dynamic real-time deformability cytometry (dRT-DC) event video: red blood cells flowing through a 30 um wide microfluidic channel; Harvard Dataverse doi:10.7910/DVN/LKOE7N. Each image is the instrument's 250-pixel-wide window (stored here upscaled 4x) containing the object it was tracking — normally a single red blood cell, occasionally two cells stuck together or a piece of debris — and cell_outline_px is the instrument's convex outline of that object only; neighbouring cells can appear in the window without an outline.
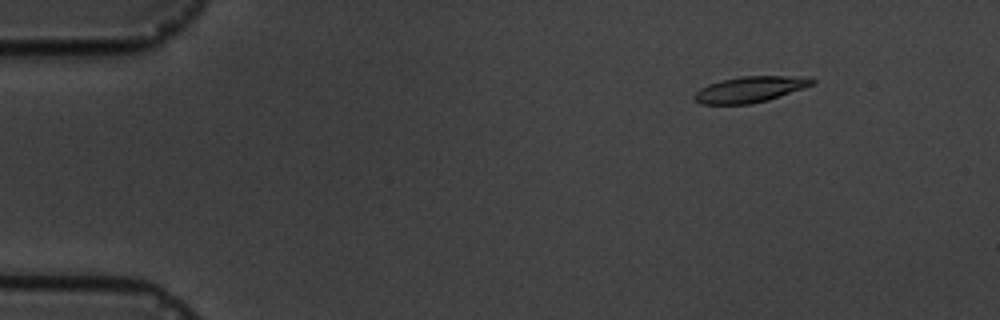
{"species": "common noctule bat (a hibernating species)", "species_latin": "Nyctalus noctula", "temperature_condition": "cold", "stored_images_in_passage": 6, "camera_frame_rate_fps": 3000, "um_per_image_px": 0.085, "animal": {"sex": "male", "body_mass_g": 19.5, "forearm_length_mm": 54.6}, "frame": {"image": 1, "passage_image": 3, "time_ms": 2.333, "image_size_px": [1000, 320], "cell_outline_px": [[816, 84], [768, 100], [748, 104], [700, 104], [692, 96], [700, 88], [708, 84], [720, 80], [740, 76], [812, 76], [816, 80]], "centroid_in_image_um": [63.81, 7.58], "position_along_channel_um": 21.2, "area_um2": 18.03}}
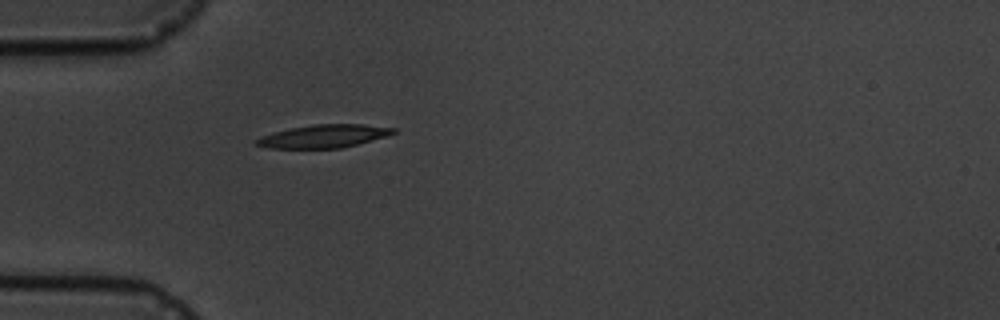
{"frame": {"image": 2, "passage_image": 6, "time_ms": 5.667, "image_size_px": [1000, 320], "cell_outline_px": [[396, 132], [388, 136], [340, 148], [268, 148], [252, 144], [252, 140], [260, 136], [272, 132], [312, 124], [364, 124], [396, 128]], "centroid_in_image_um": [27.46, 11.57], "position_along_channel_um": 57.5, "area_um2": 18.55}}